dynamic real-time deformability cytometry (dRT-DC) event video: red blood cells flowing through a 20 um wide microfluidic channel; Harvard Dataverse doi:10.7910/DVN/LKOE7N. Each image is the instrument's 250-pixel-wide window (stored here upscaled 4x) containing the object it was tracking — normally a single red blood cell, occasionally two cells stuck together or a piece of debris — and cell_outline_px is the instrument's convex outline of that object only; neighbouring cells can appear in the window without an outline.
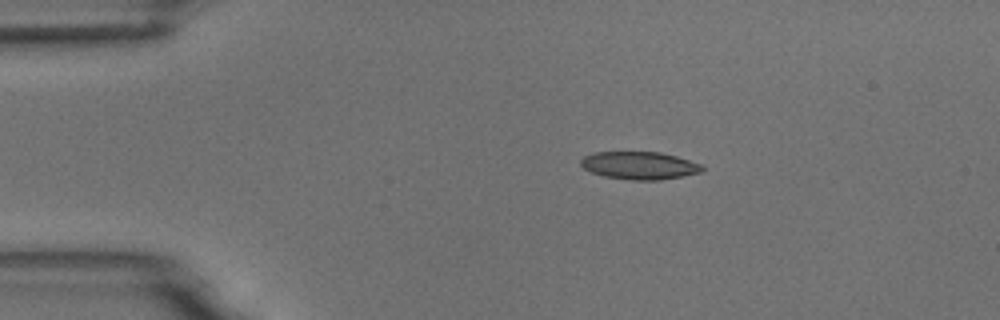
{"species": "common noctule bat (a hibernating species)", "species_latin": "Nyctalus noctula", "temperature_condition": "room temperature", "stored_images_in_passage": 6, "camera_frame_rate_fps": 3000, "um_per_image_px": 0.085, "animal": {"sex": "male", "body_mass_g": 18.8}, "frame": {"image": 1, "passage_image": 1, "time_ms": 0.0, "image_size_px": [1000, 320], "cell_outline_px": [[704, 172], [660, 180], [632, 180], [604, 176], [592, 172], [584, 168], [580, 164], [580, 160], [584, 156], [596, 152], [660, 152], [676, 156], [704, 164]], "centroid_in_image_um": [54.41, 14.06], "position_along_channel_um": 30.6, "area_um2": 19.71}}